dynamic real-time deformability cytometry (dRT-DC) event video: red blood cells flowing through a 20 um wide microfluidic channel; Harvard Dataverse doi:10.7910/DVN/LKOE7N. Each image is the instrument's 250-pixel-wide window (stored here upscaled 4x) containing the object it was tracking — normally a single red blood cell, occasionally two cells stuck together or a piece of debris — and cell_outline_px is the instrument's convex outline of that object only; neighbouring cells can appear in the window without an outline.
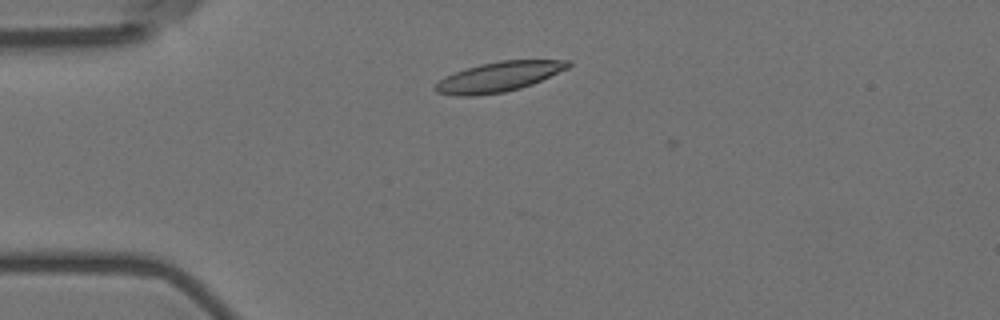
{"species": "Egyptian fruit bat (a non-hibernating species)", "species_latin": "Rousettus aegyptiacus", "temperature_condition": "room temperature", "stored_images_in_passage": 4, "camera_frame_rate_fps": 3000, "um_per_image_px": 0.085, "animal": {"sex": "female"}, "frame": {"image": 1, "passage_image": 2, "time_ms": 2.0, "image_size_px": [1000, 320], "cell_outline_px": [[572, 64], [568, 68], [532, 84], [520, 88], [504, 92], [476, 96], [456, 96], [436, 92], [432, 88], [444, 76], [480, 64], [500, 60], [572, 60]], "centroid_in_image_um": [42.39, 6.53], "position_along_channel_um": 42.6, "area_um2": 23.12}}
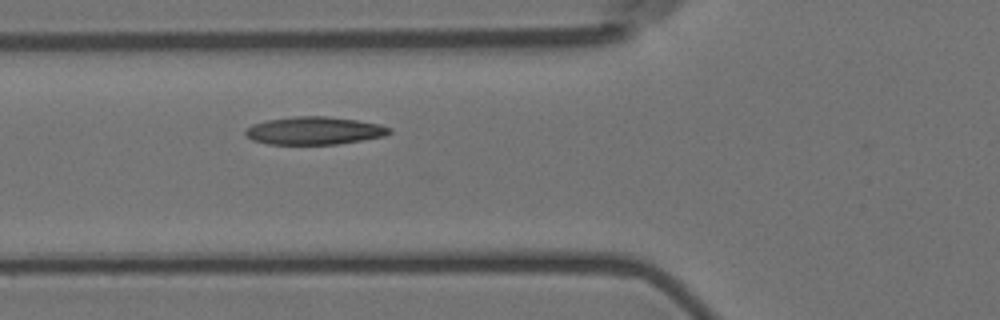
{"frame": {"image": 2, "passage_image": 4, "time_ms": 4.333, "image_size_px": [1000, 320], "cell_outline_px": [[392, 132], [384, 136], [336, 144], [268, 144], [252, 140], [244, 132], [252, 124], [268, 120], [296, 116], [328, 116], [356, 120], [380, 124], [392, 128]], "centroid_in_image_um": [26.73, 11.1], "position_along_channel_um": 99.1, "area_um2": 23.18}}